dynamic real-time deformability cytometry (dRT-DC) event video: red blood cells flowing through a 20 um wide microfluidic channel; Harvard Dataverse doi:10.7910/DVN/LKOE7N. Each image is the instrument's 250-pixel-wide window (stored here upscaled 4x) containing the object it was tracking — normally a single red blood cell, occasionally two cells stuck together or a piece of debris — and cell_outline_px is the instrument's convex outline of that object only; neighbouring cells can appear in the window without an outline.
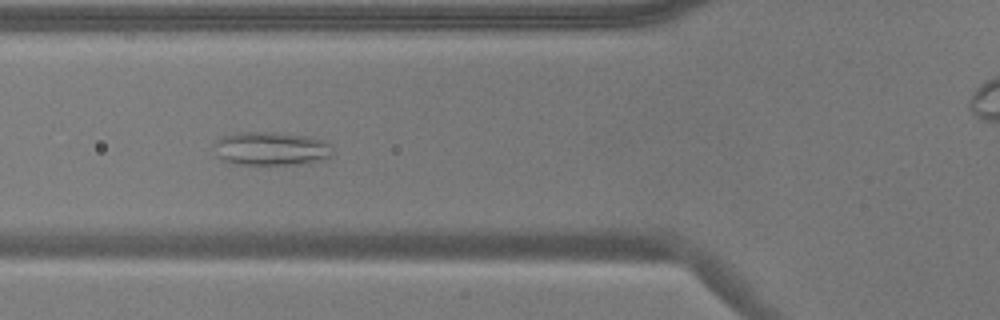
{"species": "common noctule bat (a hibernating species)", "species_latin": "Nyctalus noctula", "temperature_condition": "warm", "stored_images_in_passage": 11, "camera_frame_rate_fps": 3000, "um_per_image_px": 0.085, "animal": {"sex": "male", "body_mass_g": 17.9}, "frame": {"image": 1, "passage_image": 8, "time_ms": 2.333, "image_size_px": [1000, 320], "cell_outline_px": [[332, 152], [328, 156], [320, 160], [296, 164], [236, 164], [220, 160], [216, 156], [216, 140], [220, 136], [240, 132], [276, 132], [312, 136], [324, 140], [332, 144]], "centroid_in_image_um": [23.03, 12.61], "position_along_channel_um": 102.8, "area_um2": 23.35}}